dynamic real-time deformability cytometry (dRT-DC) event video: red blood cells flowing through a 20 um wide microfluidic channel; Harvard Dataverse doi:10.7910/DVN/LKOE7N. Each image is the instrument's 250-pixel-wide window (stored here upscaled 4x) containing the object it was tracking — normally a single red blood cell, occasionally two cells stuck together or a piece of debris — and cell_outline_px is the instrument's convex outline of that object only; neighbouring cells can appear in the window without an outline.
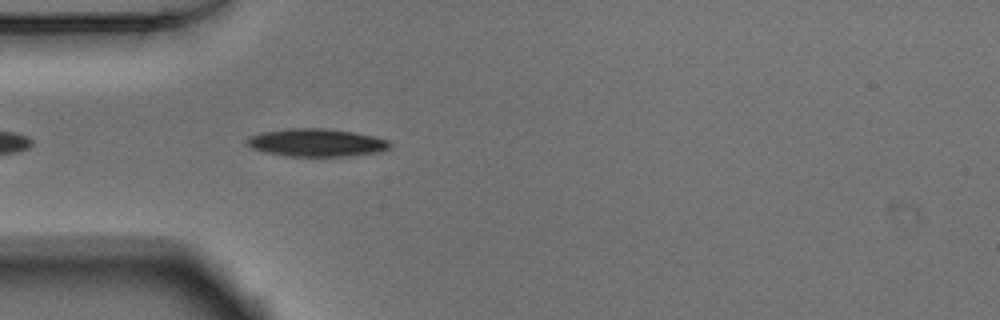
{"species": "Egyptian fruit bat (a non-hibernating species)", "species_latin": "Rousettus aegyptiacus", "temperature_condition": "warm", "stored_images_in_passage": 9, "camera_frame_rate_fps": 3000, "um_per_image_px": 0.085, "animal": {"sex": "male"}, "frame": {"image": 1, "passage_image": 4, "time_ms": 1.0, "image_size_px": [1000, 320], "cell_outline_px": [[392, 144], [388, 148], [380, 152], [348, 156], [288, 156], [264, 152], [252, 148], [244, 140], [248, 136], [260, 132], [288, 128], [328, 128], [352, 132], [372, 136], [388, 140]], "centroid_in_image_um": [26.86, 12.12], "position_along_channel_um": 58.1, "area_um2": 23.29}}